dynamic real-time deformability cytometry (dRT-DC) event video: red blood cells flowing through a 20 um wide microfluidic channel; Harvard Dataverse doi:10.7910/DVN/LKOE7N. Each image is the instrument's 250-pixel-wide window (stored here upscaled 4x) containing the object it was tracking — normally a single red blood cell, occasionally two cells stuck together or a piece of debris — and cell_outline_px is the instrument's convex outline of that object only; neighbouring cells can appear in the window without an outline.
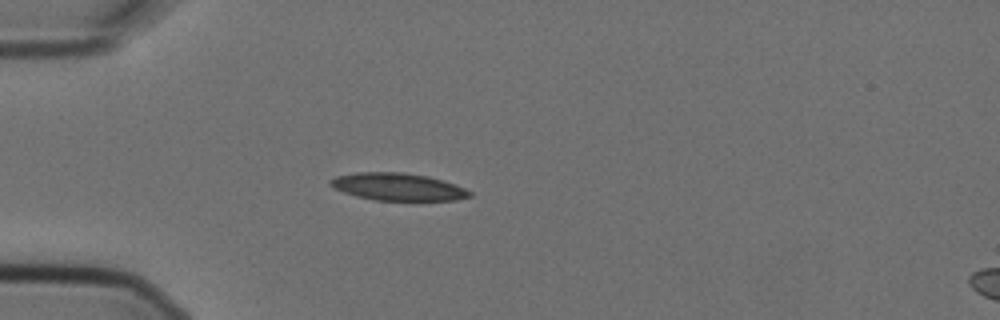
{"species": "Egyptian fruit bat (a non-hibernating species)", "species_latin": "Rousettus aegyptiacus", "temperature_condition": "cold", "stored_images_in_passage": 5, "camera_frame_rate_fps": 3000, "um_per_image_px": 0.085, "animal": {"sex": "female"}, "frame": {"image": 1, "passage_image": 4, "time_ms": 1.0, "image_size_px": [1000, 320], "cell_outline_px": [[472, 196], [456, 200], [376, 200], [356, 196], [344, 192], [328, 184], [328, 180], [336, 176], [356, 172], [400, 172], [428, 176], [464, 188], [472, 192]], "centroid_in_image_um": [33.79, 15.87], "position_along_channel_um": 51.2, "area_um2": 22.02}}